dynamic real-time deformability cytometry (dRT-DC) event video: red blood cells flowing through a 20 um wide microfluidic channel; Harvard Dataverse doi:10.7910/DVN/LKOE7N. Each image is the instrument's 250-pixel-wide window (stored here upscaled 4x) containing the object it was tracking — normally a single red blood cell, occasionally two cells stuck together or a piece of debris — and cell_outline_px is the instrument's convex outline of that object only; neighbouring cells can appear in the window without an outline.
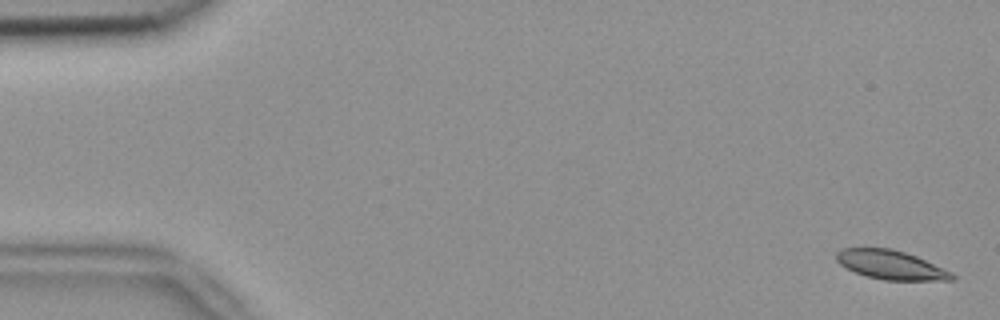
{"species": "common noctule bat (a hibernating species)", "species_latin": "Nyctalus noctula", "temperature_condition": "room temperature", "stored_images_in_passage": 5, "camera_frame_rate_fps": 3000, "um_per_image_px": 0.085, "animal": {"sex": "female", "body_mass_g": 18.4}, "frame": {"image": 1, "passage_image": 1, "time_ms": 0.0, "image_size_px": [1000, 320], "cell_outline_px": [[956, 276], [952, 280], [884, 280], [864, 276], [840, 264], [836, 260], [836, 252], [840, 248], [892, 248], [916, 256], [952, 272]], "centroid_in_image_um": [75.7, 22.51], "position_along_channel_um": 9.3, "area_um2": 19.48}}